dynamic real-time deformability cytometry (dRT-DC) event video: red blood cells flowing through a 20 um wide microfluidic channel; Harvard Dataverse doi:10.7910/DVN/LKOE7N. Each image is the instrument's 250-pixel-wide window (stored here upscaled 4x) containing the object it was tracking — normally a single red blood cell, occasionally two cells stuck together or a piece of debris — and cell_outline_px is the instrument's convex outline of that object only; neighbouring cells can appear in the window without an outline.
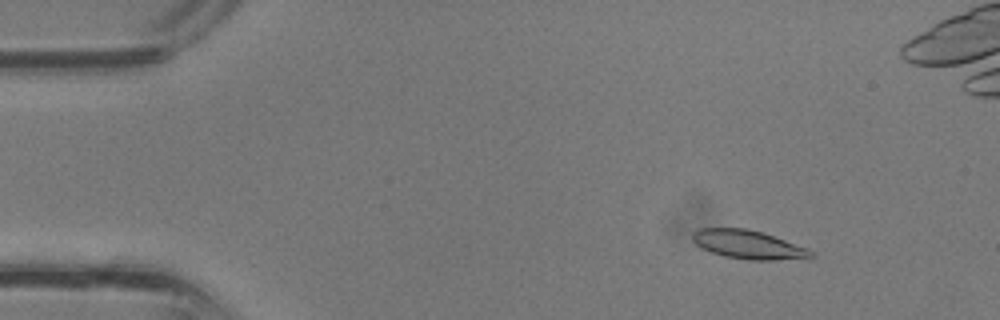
{"species": "common noctule bat (a hibernating species)", "species_latin": "Nyctalus noctula", "temperature_condition": "room temperature", "stored_images_in_passage": 37, "camera_frame_rate_fps": 3000, "um_per_image_px": 0.085, "animal": {"sex": "male", "body_mass_g": 13.3}, "frame": {"image": 1, "passage_image": 4, "time_ms": 1.0, "image_size_px": [1000, 320], "cell_outline_px": [[816, 256], [776, 260], [748, 260], [724, 256], [712, 252], [696, 244], [692, 240], [692, 232], [700, 228], [748, 228], [764, 232], [808, 248]], "centroid_in_image_um": [63.59, 20.77], "position_along_channel_um": 21.4, "area_um2": 19.77}}
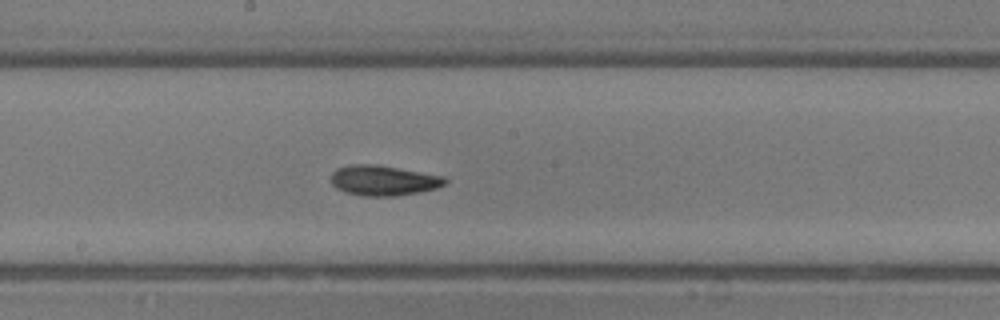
{"frame": {"image": 2, "passage_image": 19, "time_ms": 6.0, "image_size_px": [1000, 320], "cell_outline_px": [[448, 180], [444, 184], [436, 188], [420, 192], [396, 196], [360, 196], [344, 192], [336, 188], [332, 184], [332, 172], [336, 168], [348, 164], [376, 164], [444, 176]], "centroid_in_image_um": [32.56, 15.34], "position_along_channel_um": 215.6, "area_um2": 20.23}}
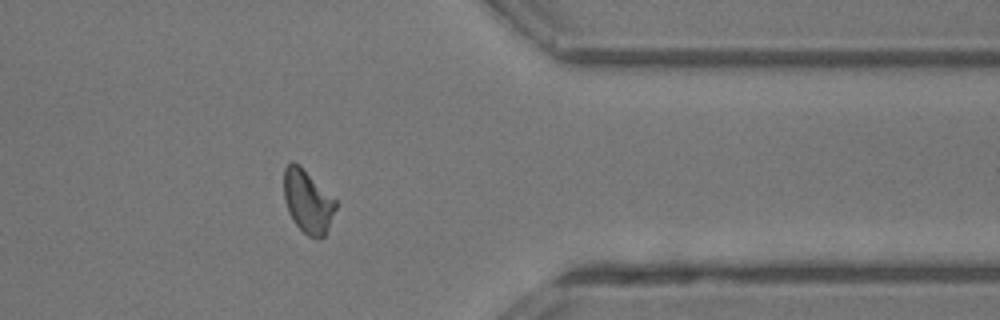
{"frame": {"image": 3, "passage_image": 29, "time_ms": 9.333, "image_size_px": [1000, 320], "cell_outline_px": [[336, 208], [324, 236], [316, 240], [308, 236], [292, 220], [288, 212], [284, 200], [284, 168], [292, 160], [300, 164], [336, 200]], "centroid_in_image_um": [26.14, 17.1], "position_along_channel_um": 385.3, "area_um2": 19.13}}